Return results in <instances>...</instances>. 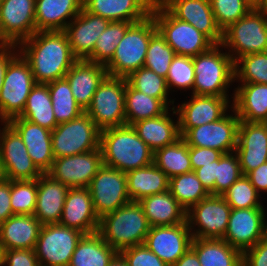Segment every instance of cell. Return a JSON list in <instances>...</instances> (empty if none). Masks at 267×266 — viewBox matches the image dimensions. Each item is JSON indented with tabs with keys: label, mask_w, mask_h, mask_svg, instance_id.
<instances>
[{
	"label": "cell",
	"mask_w": 267,
	"mask_h": 266,
	"mask_svg": "<svg viewBox=\"0 0 267 266\" xmlns=\"http://www.w3.org/2000/svg\"><path fill=\"white\" fill-rule=\"evenodd\" d=\"M221 44L234 62L242 56L267 52V12L252 8L223 31Z\"/></svg>",
	"instance_id": "obj_7"
},
{
	"label": "cell",
	"mask_w": 267,
	"mask_h": 266,
	"mask_svg": "<svg viewBox=\"0 0 267 266\" xmlns=\"http://www.w3.org/2000/svg\"><path fill=\"white\" fill-rule=\"evenodd\" d=\"M127 79L107 75L99 84L86 113L100 129L126 125L125 89Z\"/></svg>",
	"instance_id": "obj_9"
},
{
	"label": "cell",
	"mask_w": 267,
	"mask_h": 266,
	"mask_svg": "<svg viewBox=\"0 0 267 266\" xmlns=\"http://www.w3.org/2000/svg\"><path fill=\"white\" fill-rule=\"evenodd\" d=\"M260 10L267 12V0H260Z\"/></svg>",
	"instance_id": "obj_64"
},
{
	"label": "cell",
	"mask_w": 267,
	"mask_h": 266,
	"mask_svg": "<svg viewBox=\"0 0 267 266\" xmlns=\"http://www.w3.org/2000/svg\"><path fill=\"white\" fill-rule=\"evenodd\" d=\"M0 128V152L7 180H33L43 173L33 163L19 134L8 124ZM2 130V131H1Z\"/></svg>",
	"instance_id": "obj_17"
},
{
	"label": "cell",
	"mask_w": 267,
	"mask_h": 266,
	"mask_svg": "<svg viewBox=\"0 0 267 266\" xmlns=\"http://www.w3.org/2000/svg\"><path fill=\"white\" fill-rule=\"evenodd\" d=\"M194 77L193 57L176 54L166 77L168 90L176 87L181 90L191 89L193 91Z\"/></svg>",
	"instance_id": "obj_49"
},
{
	"label": "cell",
	"mask_w": 267,
	"mask_h": 266,
	"mask_svg": "<svg viewBox=\"0 0 267 266\" xmlns=\"http://www.w3.org/2000/svg\"><path fill=\"white\" fill-rule=\"evenodd\" d=\"M235 153L243 175L267 162V123L240 121Z\"/></svg>",
	"instance_id": "obj_20"
},
{
	"label": "cell",
	"mask_w": 267,
	"mask_h": 266,
	"mask_svg": "<svg viewBox=\"0 0 267 266\" xmlns=\"http://www.w3.org/2000/svg\"><path fill=\"white\" fill-rule=\"evenodd\" d=\"M169 191L186 211L209 195L194 171L170 178Z\"/></svg>",
	"instance_id": "obj_41"
},
{
	"label": "cell",
	"mask_w": 267,
	"mask_h": 266,
	"mask_svg": "<svg viewBox=\"0 0 267 266\" xmlns=\"http://www.w3.org/2000/svg\"><path fill=\"white\" fill-rule=\"evenodd\" d=\"M40 266L34 249L4 250L3 266Z\"/></svg>",
	"instance_id": "obj_52"
},
{
	"label": "cell",
	"mask_w": 267,
	"mask_h": 266,
	"mask_svg": "<svg viewBox=\"0 0 267 266\" xmlns=\"http://www.w3.org/2000/svg\"><path fill=\"white\" fill-rule=\"evenodd\" d=\"M138 203L142 206L150 227L173 226L186 221L187 211L169 190L144 197Z\"/></svg>",
	"instance_id": "obj_33"
},
{
	"label": "cell",
	"mask_w": 267,
	"mask_h": 266,
	"mask_svg": "<svg viewBox=\"0 0 267 266\" xmlns=\"http://www.w3.org/2000/svg\"><path fill=\"white\" fill-rule=\"evenodd\" d=\"M36 85L31 67L19 52L8 64L0 91V121L7 123L18 117Z\"/></svg>",
	"instance_id": "obj_8"
},
{
	"label": "cell",
	"mask_w": 267,
	"mask_h": 266,
	"mask_svg": "<svg viewBox=\"0 0 267 266\" xmlns=\"http://www.w3.org/2000/svg\"><path fill=\"white\" fill-rule=\"evenodd\" d=\"M242 266H267V242L260 240L243 252Z\"/></svg>",
	"instance_id": "obj_54"
},
{
	"label": "cell",
	"mask_w": 267,
	"mask_h": 266,
	"mask_svg": "<svg viewBox=\"0 0 267 266\" xmlns=\"http://www.w3.org/2000/svg\"><path fill=\"white\" fill-rule=\"evenodd\" d=\"M150 14L157 30L177 55L195 57L215 45L194 26L177 19L159 0L154 1Z\"/></svg>",
	"instance_id": "obj_6"
},
{
	"label": "cell",
	"mask_w": 267,
	"mask_h": 266,
	"mask_svg": "<svg viewBox=\"0 0 267 266\" xmlns=\"http://www.w3.org/2000/svg\"><path fill=\"white\" fill-rule=\"evenodd\" d=\"M253 8L260 9V0H246Z\"/></svg>",
	"instance_id": "obj_62"
},
{
	"label": "cell",
	"mask_w": 267,
	"mask_h": 266,
	"mask_svg": "<svg viewBox=\"0 0 267 266\" xmlns=\"http://www.w3.org/2000/svg\"><path fill=\"white\" fill-rule=\"evenodd\" d=\"M242 175L237 154L235 152L223 154L217 160L215 195H222Z\"/></svg>",
	"instance_id": "obj_50"
},
{
	"label": "cell",
	"mask_w": 267,
	"mask_h": 266,
	"mask_svg": "<svg viewBox=\"0 0 267 266\" xmlns=\"http://www.w3.org/2000/svg\"><path fill=\"white\" fill-rule=\"evenodd\" d=\"M52 131L58 124L55 120L52 100L47 84H39L32 88L23 112L18 116Z\"/></svg>",
	"instance_id": "obj_37"
},
{
	"label": "cell",
	"mask_w": 267,
	"mask_h": 266,
	"mask_svg": "<svg viewBox=\"0 0 267 266\" xmlns=\"http://www.w3.org/2000/svg\"><path fill=\"white\" fill-rule=\"evenodd\" d=\"M107 75L105 65L87 60H77L66 73L72 95L84 111L91 105L93 95Z\"/></svg>",
	"instance_id": "obj_26"
},
{
	"label": "cell",
	"mask_w": 267,
	"mask_h": 266,
	"mask_svg": "<svg viewBox=\"0 0 267 266\" xmlns=\"http://www.w3.org/2000/svg\"><path fill=\"white\" fill-rule=\"evenodd\" d=\"M177 19L188 22L214 44H221L223 32L216 24L210 0H159Z\"/></svg>",
	"instance_id": "obj_22"
},
{
	"label": "cell",
	"mask_w": 267,
	"mask_h": 266,
	"mask_svg": "<svg viewBox=\"0 0 267 266\" xmlns=\"http://www.w3.org/2000/svg\"><path fill=\"white\" fill-rule=\"evenodd\" d=\"M111 21L89 13L84 8L66 26L64 32L68 37L71 52L77 60H88L98 37Z\"/></svg>",
	"instance_id": "obj_21"
},
{
	"label": "cell",
	"mask_w": 267,
	"mask_h": 266,
	"mask_svg": "<svg viewBox=\"0 0 267 266\" xmlns=\"http://www.w3.org/2000/svg\"><path fill=\"white\" fill-rule=\"evenodd\" d=\"M222 155V152L215 149L189 146V156L193 171L215 160H219Z\"/></svg>",
	"instance_id": "obj_53"
},
{
	"label": "cell",
	"mask_w": 267,
	"mask_h": 266,
	"mask_svg": "<svg viewBox=\"0 0 267 266\" xmlns=\"http://www.w3.org/2000/svg\"><path fill=\"white\" fill-rule=\"evenodd\" d=\"M84 234L60 223L42 225L34 251L40 266H69Z\"/></svg>",
	"instance_id": "obj_11"
},
{
	"label": "cell",
	"mask_w": 267,
	"mask_h": 266,
	"mask_svg": "<svg viewBox=\"0 0 267 266\" xmlns=\"http://www.w3.org/2000/svg\"><path fill=\"white\" fill-rule=\"evenodd\" d=\"M230 110L234 114L226 113L215 122L190 128L182 138L188 146L211 148L223 154L235 152L240 119L232 107Z\"/></svg>",
	"instance_id": "obj_14"
},
{
	"label": "cell",
	"mask_w": 267,
	"mask_h": 266,
	"mask_svg": "<svg viewBox=\"0 0 267 266\" xmlns=\"http://www.w3.org/2000/svg\"><path fill=\"white\" fill-rule=\"evenodd\" d=\"M131 22L112 21L98 37L89 62L106 65L113 57L116 47L123 38Z\"/></svg>",
	"instance_id": "obj_43"
},
{
	"label": "cell",
	"mask_w": 267,
	"mask_h": 266,
	"mask_svg": "<svg viewBox=\"0 0 267 266\" xmlns=\"http://www.w3.org/2000/svg\"><path fill=\"white\" fill-rule=\"evenodd\" d=\"M17 45L0 46V91L3 86L4 76L9 62L19 53ZM17 49V50H16Z\"/></svg>",
	"instance_id": "obj_58"
},
{
	"label": "cell",
	"mask_w": 267,
	"mask_h": 266,
	"mask_svg": "<svg viewBox=\"0 0 267 266\" xmlns=\"http://www.w3.org/2000/svg\"><path fill=\"white\" fill-rule=\"evenodd\" d=\"M10 180H0V223L13 216L10 204Z\"/></svg>",
	"instance_id": "obj_56"
},
{
	"label": "cell",
	"mask_w": 267,
	"mask_h": 266,
	"mask_svg": "<svg viewBox=\"0 0 267 266\" xmlns=\"http://www.w3.org/2000/svg\"><path fill=\"white\" fill-rule=\"evenodd\" d=\"M216 24L223 32L253 7L246 0H210Z\"/></svg>",
	"instance_id": "obj_48"
},
{
	"label": "cell",
	"mask_w": 267,
	"mask_h": 266,
	"mask_svg": "<svg viewBox=\"0 0 267 266\" xmlns=\"http://www.w3.org/2000/svg\"><path fill=\"white\" fill-rule=\"evenodd\" d=\"M3 257H4V250L3 247L0 245V266H3Z\"/></svg>",
	"instance_id": "obj_65"
},
{
	"label": "cell",
	"mask_w": 267,
	"mask_h": 266,
	"mask_svg": "<svg viewBox=\"0 0 267 266\" xmlns=\"http://www.w3.org/2000/svg\"><path fill=\"white\" fill-rule=\"evenodd\" d=\"M201 181L202 186L209 194L215 195V180L217 172V160L204 165L194 171Z\"/></svg>",
	"instance_id": "obj_55"
},
{
	"label": "cell",
	"mask_w": 267,
	"mask_h": 266,
	"mask_svg": "<svg viewBox=\"0 0 267 266\" xmlns=\"http://www.w3.org/2000/svg\"><path fill=\"white\" fill-rule=\"evenodd\" d=\"M10 204L14 215H33L37 199V179L10 180Z\"/></svg>",
	"instance_id": "obj_46"
},
{
	"label": "cell",
	"mask_w": 267,
	"mask_h": 266,
	"mask_svg": "<svg viewBox=\"0 0 267 266\" xmlns=\"http://www.w3.org/2000/svg\"><path fill=\"white\" fill-rule=\"evenodd\" d=\"M172 266H201L196 253L189 248L186 253Z\"/></svg>",
	"instance_id": "obj_59"
},
{
	"label": "cell",
	"mask_w": 267,
	"mask_h": 266,
	"mask_svg": "<svg viewBox=\"0 0 267 266\" xmlns=\"http://www.w3.org/2000/svg\"><path fill=\"white\" fill-rule=\"evenodd\" d=\"M82 8L83 0H35L36 31H64Z\"/></svg>",
	"instance_id": "obj_29"
},
{
	"label": "cell",
	"mask_w": 267,
	"mask_h": 266,
	"mask_svg": "<svg viewBox=\"0 0 267 266\" xmlns=\"http://www.w3.org/2000/svg\"><path fill=\"white\" fill-rule=\"evenodd\" d=\"M69 187L43 173L37 178L34 216L42 225L59 223Z\"/></svg>",
	"instance_id": "obj_27"
},
{
	"label": "cell",
	"mask_w": 267,
	"mask_h": 266,
	"mask_svg": "<svg viewBox=\"0 0 267 266\" xmlns=\"http://www.w3.org/2000/svg\"><path fill=\"white\" fill-rule=\"evenodd\" d=\"M190 101L172 107V115L178 116L181 137L190 129L221 119L230 109L229 97L191 95ZM229 108V109H228Z\"/></svg>",
	"instance_id": "obj_19"
},
{
	"label": "cell",
	"mask_w": 267,
	"mask_h": 266,
	"mask_svg": "<svg viewBox=\"0 0 267 266\" xmlns=\"http://www.w3.org/2000/svg\"><path fill=\"white\" fill-rule=\"evenodd\" d=\"M190 248L201 266H242L243 253L223 239L193 238Z\"/></svg>",
	"instance_id": "obj_35"
},
{
	"label": "cell",
	"mask_w": 267,
	"mask_h": 266,
	"mask_svg": "<svg viewBox=\"0 0 267 266\" xmlns=\"http://www.w3.org/2000/svg\"><path fill=\"white\" fill-rule=\"evenodd\" d=\"M22 138L33 163L46 173L54 161L52 152V131L24 118L15 117L7 122Z\"/></svg>",
	"instance_id": "obj_25"
},
{
	"label": "cell",
	"mask_w": 267,
	"mask_h": 266,
	"mask_svg": "<svg viewBox=\"0 0 267 266\" xmlns=\"http://www.w3.org/2000/svg\"><path fill=\"white\" fill-rule=\"evenodd\" d=\"M234 70L236 82L267 84V52L238 58L234 62Z\"/></svg>",
	"instance_id": "obj_44"
},
{
	"label": "cell",
	"mask_w": 267,
	"mask_h": 266,
	"mask_svg": "<svg viewBox=\"0 0 267 266\" xmlns=\"http://www.w3.org/2000/svg\"><path fill=\"white\" fill-rule=\"evenodd\" d=\"M52 100V108L57 124L78 118L85 111L76 103L70 84L66 78L47 84Z\"/></svg>",
	"instance_id": "obj_40"
},
{
	"label": "cell",
	"mask_w": 267,
	"mask_h": 266,
	"mask_svg": "<svg viewBox=\"0 0 267 266\" xmlns=\"http://www.w3.org/2000/svg\"><path fill=\"white\" fill-rule=\"evenodd\" d=\"M119 254L128 266H168L144 244L124 249Z\"/></svg>",
	"instance_id": "obj_51"
},
{
	"label": "cell",
	"mask_w": 267,
	"mask_h": 266,
	"mask_svg": "<svg viewBox=\"0 0 267 266\" xmlns=\"http://www.w3.org/2000/svg\"><path fill=\"white\" fill-rule=\"evenodd\" d=\"M169 108L158 98L150 97L126 82L125 89V117L126 125L158 117L164 114Z\"/></svg>",
	"instance_id": "obj_38"
},
{
	"label": "cell",
	"mask_w": 267,
	"mask_h": 266,
	"mask_svg": "<svg viewBox=\"0 0 267 266\" xmlns=\"http://www.w3.org/2000/svg\"><path fill=\"white\" fill-rule=\"evenodd\" d=\"M17 48L29 63L35 82L39 84L65 78L77 61L64 31H36Z\"/></svg>",
	"instance_id": "obj_1"
},
{
	"label": "cell",
	"mask_w": 267,
	"mask_h": 266,
	"mask_svg": "<svg viewBox=\"0 0 267 266\" xmlns=\"http://www.w3.org/2000/svg\"><path fill=\"white\" fill-rule=\"evenodd\" d=\"M266 212L263 216V222H262V240L267 242V219H266Z\"/></svg>",
	"instance_id": "obj_61"
},
{
	"label": "cell",
	"mask_w": 267,
	"mask_h": 266,
	"mask_svg": "<svg viewBox=\"0 0 267 266\" xmlns=\"http://www.w3.org/2000/svg\"><path fill=\"white\" fill-rule=\"evenodd\" d=\"M265 208L231 209L223 240L242 253L262 238Z\"/></svg>",
	"instance_id": "obj_23"
},
{
	"label": "cell",
	"mask_w": 267,
	"mask_h": 266,
	"mask_svg": "<svg viewBox=\"0 0 267 266\" xmlns=\"http://www.w3.org/2000/svg\"><path fill=\"white\" fill-rule=\"evenodd\" d=\"M88 189L99 219L131 202L126 173L105 165L92 178Z\"/></svg>",
	"instance_id": "obj_13"
},
{
	"label": "cell",
	"mask_w": 267,
	"mask_h": 266,
	"mask_svg": "<svg viewBox=\"0 0 267 266\" xmlns=\"http://www.w3.org/2000/svg\"><path fill=\"white\" fill-rule=\"evenodd\" d=\"M257 192H267V162L258 166L246 175Z\"/></svg>",
	"instance_id": "obj_57"
},
{
	"label": "cell",
	"mask_w": 267,
	"mask_h": 266,
	"mask_svg": "<svg viewBox=\"0 0 267 266\" xmlns=\"http://www.w3.org/2000/svg\"><path fill=\"white\" fill-rule=\"evenodd\" d=\"M260 195L246 175H242L222 194L232 209L264 208L265 206L259 200Z\"/></svg>",
	"instance_id": "obj_47"
},
{
	"label": "cell",
	"mask_w": 267,
	"mask_h": 266,
	"mask_svg": "<svg viewBox=\"0 0 267 266\" xmlns=\"http://www.w3.org/2000/svg\"><path fill=\"white\" fill-rule=\"evenodd\" d=\"M126 79L134 89L150 97L160 99L169 109V104H174V99H168L170 91L166 78L157 75L154 71L141 67L133 71Z\"/></svg>",
	"instance_id": "obj_42"
},
{
	"label": "cell",
	"mask_w": 267,
	"mask_h": 266,
	"mask_svg": "<svg viewBox=\"0 0 267 266\" xmlns=\"http://www.w3.org/2000/svg\"><path fill=\"white\" fill-rule=\"evenodd\" d=\"M175 55L174 50L166 43L164 37L157 30L150 38L144 67L166 78Z\"/></svg>",
	"instance_id": "obj_45"
},
{
	"label": "cell",
	"mask_w": 267,
	"mask_h": 266,
	"mask_svg": "<svg viewBox=\"0 0 267 266\" xmlns=\"http://www.w3.org/2000/svg\"><path fill=\"white\" fill-rule=\"evenodd\" d=\"M231 209L222 195L209 194L193 205L186 213L192 238L223 239Z\"/></svg>",
	"instance_id": "obj_12"
},
{
	"label": "cell",
	"mask_w": 267,
	"mask_h": 266,
	"mask_svg": "<svg viewBox=\"0 0 267 266\" xmlns=\"http://www.w3.org/2000/svg\"><path fill=\"white\" fill-rule=\"evenodd\" d=\"M222 48V44H215L193 57L195 77L192 94L229 97L228 88L235 82L234 61L227 52H221Z\"/></svg>",
	"instance_id": "obj_4"
},
{
	"label": "cell",
	"mask_w": 267,
	"mask_h": 266,
	"mask_svg": "<svg viewBox=\"0 0 267 266\" xmlns=\"http://www.w3.org/2000/svg\"><path fill=\"white\" fill-rule=\"evenodd\" d=\"M35 32V0H3L0 3V46H18Z\"/></svg>",
	"instance_id": "obj_15"
},
{
	"label": "cell",
	"mask_w": 267,
	"mask_h": 266,
	"mask_svg": "<svg viewBox=\"0 0 267 266\" xmlns=\"http://www.w3.org/2000/svg\"><path fill=\"white\" fill-rule=\"evenodd\" d=\"M100 219L97 216L88 188H69L60 224L85 234L98 232Z\"/></svg>",
	"instance_id": "obj_24"
},
{
	"label": "cell",
	"mask_w": 267,
	"mask_h": 266,
	"mask_svg": "<svg viewBox=\"0 0 267 266\" xmlns=\"http://www.w3.org/2000/svg\"><path fill=\"white\" fill-rule=\"evenodd\" d=\"M150 225L138 202H130L100 218L98 233L118 253L144 244Z\"/></svg>",
	"instance_id": "obj_3"
},
{
	"label": "cell",
	"mask_w": 267,
	"mask_h": 266,
	"mask_svg": "<svg viewBox=\"0 0 267 266\" xmlns=\"http://www.w3.org/2000/svg\"><path fill=\"white\" fill-rule=\"evenodd\" d=\"M239 85L233 91L231 105L240 121L267 123V84Z\"/></svg>",
	"instance_id": "obj_31"
},
{
	"label": "cell",
	"mask_w": 267,
	"mask_h": 266,
	"mask_svg": "<svg viewBox=\"0 0 267 266\" xmlns=\"http://www.w3.org/2000/svg\"><path fill=\"white\" fill-rule=\"evenodd\" d=\"M155 0H83V8L112 21L139 22L150 15Z\"/></svg>",
	"instance_id": "obj_28"
},
{
	"label": "cell",
	"mask_w": 267,
	"mask_h": 266,
	"mask_svg": "<svg viewBox=\"0 0 267 266\" xmlns=\"http://www.w3.org/2000/svg\"><path fill=\"white\" fill-rule=\"evenodd\" d=\"M127 190L131 202L169 190L168 176L154 163L126 173Z\"/></svg>",
	"instance_id": "obj_34"
},
{
	"label": "cell",
	"mask_w": 267,
	"mask_h": 266,
	"mask_svg": "<svg viewBox=\"0 0 267 266\" xmlns=\"http://www.w3.org/2000/svg\"><path fill=\"white\" fill-rule=\"evenodd\" d=\"M117 254L98 232L85 234L77 243L69 266H108Z\"/></svg>",
	"instance_id": "obj_36"
},
{
	"label": "cell",
	"mask_w": 267,
	"mask_h": 266,
	"mask_svg": "<svg viewBox=\"0 0 267 266\" xmlns=\"http://www.w3.org/2000/svg\"><path fill=\"white\" fill-rule=\"evenodd\" d=\"M5 179V172L2 165V158H1V152H0V180Z\"/></svg>",
	"instance_id": "obj_63"
},
{
	"label": "cell",
	"mask_w": 267,
	"mask_h": 266,
	"mask_svg": "<svg viewBox=\"0 0 267 266\" xmlns=\"http://www.w3.org/2000/svg\"><path fill=\"white\" fill-rule=\"evenodd\" d=\"M100 148L103 165L124 173L153 163L154 152L129 125L101 130Z\"/></svg>",
	"instance_id": "obj_2"
},
{
	"label": "cell",
	"mask_w": 267,
	"mask_h": 266,
	"mask_svg": "<svg viewBox=\"0 0 267 266\" xmlns=\"http://www.w3.org/2000/svg\"><path fill=\"white\" fill-rule=\"evenodd\" d=\"M100 132L101 130L86 112L76 119L58 124L51 134L54 158L99 149Z\"/></svg>",
	"instance_id": "obj_10"
},
{
	"label": "cell",
	"mask_w": 267,
	"mask_h": 266,
	"mask_svg": "<svg viewBox=\"0 0 267 266\" xmlns=\"http://www.w3.org/2000/svg\"><path fill=\"white\" fill-rule=\"evenodd\" d=\"M153 163L160 168L169 179L193 171L189 156V146L182 137L175 143L155 151Z\"/></svg>",
	"instance_id": "obj_39"
},
{
	"label": "cell",
	"mask_w": 267,
	"mask_h": 266,
	"mask_svg": "<svg viewBox=\"0 0 267 266\" xmlns=\"http://www.w3.org/2000/svg\"><path fill=\"white\" fill-rule=\"evenodd\" d=\"M42 224L34 215H13L0 223L3 250L34 249Z\"/></svg>",
	"instance_id": "obj_30"
},
{
	"label": "cell",
	"mask_w": 267,
	"mask_h": 266,
	"mask_svg": "<svg viewBox=\"0 0 267 266\" xmlns=\"http://www.w3.org/2000/svg\"><path fill=\"white\" fill-rule=\"evenodd\" d=\"M108 266H128L127 262L123 259V257L118 253L108 264Z\"/></svg>",
	"instance_id": "obj_60"
},
{
	"label": "cell",
	"mask_w": 267,
	"mask_h": 266,
	"mask_svg": "<svg viewBox=\"0 0 267 266\" xmlns=\"http://www.w3.org/2000/svg\"><path fill=\"white\" fill-rule=\"evenodd\" d=\"M102 166V151L99 148L90 152L55 158L46 174L69 188H88L92 178Z\"/></svg>",
	"instance_id": "obj_16"
},
{
	"label": "cell",
	"mask_w": 267,
	"mask_h": 266,
	"mask_svg": "<svg viewBox=\"0 0 267 266\" xmlns=\"http://www.w3.org/2000/svg\"><path fill=\"white\" fill-rule=\"evenodd\" d=\"M192 239L186 220L173 226L150 227L144 245L168 266H172L190 248Z\"/></svg>",
	"instance_id": "obj_18"
},
{
	"label": "cell",
	"mask_w": 267,
	"mask_h": 266,
	"mask_svg": "<svg viewBox=\"0 0 267 266\" xmlns=\"http://www.w3.org/2000/svg\"><path fill=\"white\" fill-rule=\"evenodd\" d=\"M157 31L153 16L132 23L116 47L112 59L105 65L112 77L127 78L133 71L144 67L151 36Z\"/></svg>",
	"instance_id": "obj_5"
},
{
	"label": "cell",
	"mask_w": 267,
	"mask_h": 266,
	"mask_svg": "<svg viewBox=\"0 0 267 266\" xmlns=\"http://www.w3.org/2000/svg\"><path fill=\"white\" fill-rule=\"evenodd\" d=\"M168 111L158 117L140 120L131 125L153 152L181 138L179 119L177 117L174 121Z\"/></svg>",
	"instance_id": "obj_32"
}]
</instances>
